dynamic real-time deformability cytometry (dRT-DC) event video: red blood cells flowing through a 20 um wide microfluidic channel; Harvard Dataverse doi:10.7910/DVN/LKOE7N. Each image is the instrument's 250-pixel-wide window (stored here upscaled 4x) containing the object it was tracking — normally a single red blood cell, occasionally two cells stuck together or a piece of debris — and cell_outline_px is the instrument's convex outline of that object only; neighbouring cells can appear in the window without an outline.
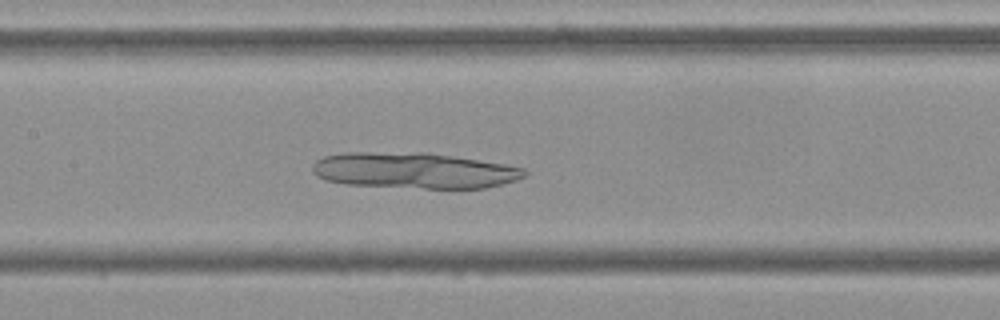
{"species": "Egyptian fruit bat (a non-hibernating species)", "species_latin": "Rousettus aegyptiacus", "temperature_condition": "cold", "stored_images_in_passage": 55, "camera_frame_rate_fps": 3000, "um_per_image_px": 0.085, "frame": {"image": 1, "passage_image": 26, "time_ms": 8.333, "image_size_px": [1000, 320], "cell_outline_px": [[528, 176], [516, 180], [484, 188], [424, 188], [348, 184], [324, 180], [316, 176], [312, 172], [312, 164], [316, 160], [324, 156], [348, 152], [428, 152], [504, 164], [524, 168], [528, 172]], "centroid_in_image_um": [35.18, 14.48], "position_along_channel_um": 172.2, "area_um2": 44.45}}
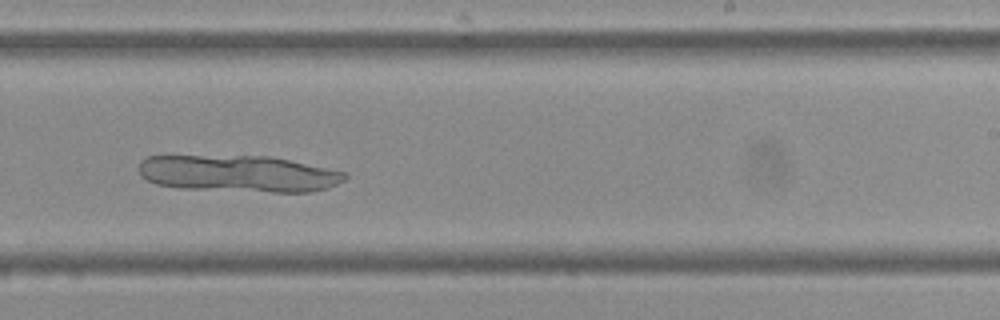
{"frame": {"image": 2, "passage_image": 34, "time_ms": 11.0, "image_size_px": [1000, 320], "cell_outline_px": [[348, 176], [344, 180], [328, 188], [312, 192], [272, 192], [180, 188], [156, 184], [140, 176], [140, 160], [148, 156], [272, 156], [348, 172]], "centroid_in_image_um": [20.32, 14.76], "position_along_channel_um": 268.7, "area_um2": 44.27}}
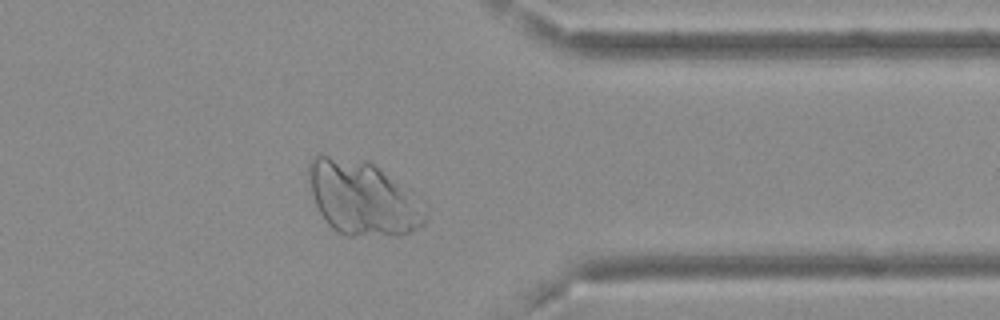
{"frame": {"image": 3, "passage_image": 44, "time_ms": 14.333, "image_size_px": [1000, 320], "cell_outline_px": [[424, 224], [420, 228], [408, 232], [352, 236], [344, 236], [332, 228], [324, 220], [312, 196], [308, 184], [308, 164], [312, 156], [316, 152], [320, 152], [364, 160], [372, 164], [396, 184], [424, 220]], "centroid_in_image_um": [30.52, 16.78], "position_along_channel_um": 380.9, "area_um2": 47.92}}